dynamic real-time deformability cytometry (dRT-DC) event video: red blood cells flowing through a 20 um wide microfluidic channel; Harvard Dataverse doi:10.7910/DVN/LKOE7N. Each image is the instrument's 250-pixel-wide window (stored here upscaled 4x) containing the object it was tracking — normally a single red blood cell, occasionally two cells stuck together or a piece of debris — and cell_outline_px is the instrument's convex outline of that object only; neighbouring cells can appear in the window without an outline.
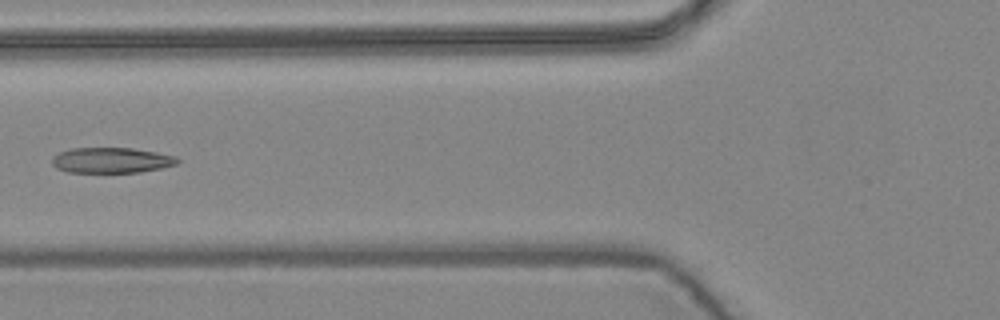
{"species": "common noctule bat (a hibernating species)", "species_latin": "Nyctalus noctula", "temperature_condition": "warm", "stored_images_in_passage": 6, "camera_frame_rate_fps": 3000, "um_per_image_px": 0.085, "animal": {"sex": "female", "body_mass_g": 24.6, "forearm_length_mm": 56.2}, "frame": {"image": 1, "passage_image": 6, "time_ms": 1.667, "image_size_px": [1000, 320], "cell_outline_px": [[180, 160], [176, 164], [160, 168], [140, 172], [68, 172], [56, 168], [52, 164], [52, 156], [60, 152], [72, 148], [132, 148], [156, 152], [176, 156]], "centroid_in_image_um": [9.46, 13.62], "position_along_channel_um": 116.3, "area_um2": 18.55}}